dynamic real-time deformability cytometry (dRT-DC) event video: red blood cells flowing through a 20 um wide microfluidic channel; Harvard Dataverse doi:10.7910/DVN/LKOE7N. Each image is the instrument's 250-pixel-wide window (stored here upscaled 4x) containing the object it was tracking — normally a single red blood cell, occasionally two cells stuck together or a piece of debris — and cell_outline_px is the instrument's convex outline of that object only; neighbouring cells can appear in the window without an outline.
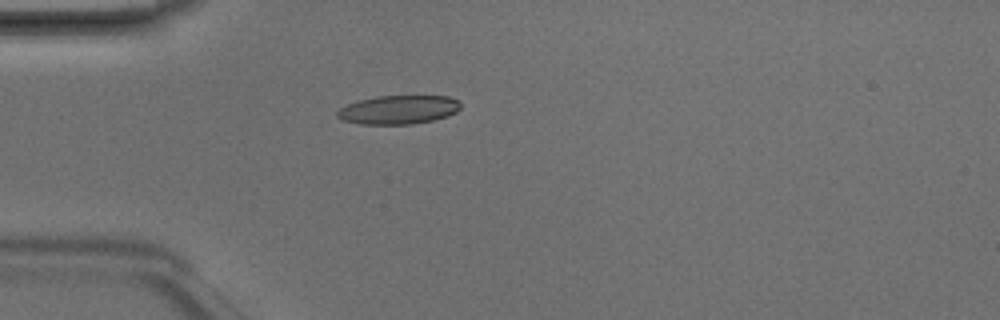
{"species": "Egyptian fruit bat (a non-hibernating species)", "species_latin": "Rousettus aegyptiacus", "temperature_condition": "room temperature", "stored_images_in_passage": 1, "camera_frame_rate_fps": 3000, "um_per_image_px": 0.085, "animal": {"sex": "male"}, "frame": {"image": 1, "passage_image": 1, "time_ms": 0.0, "image_size_px": [1000, 320], "cell_outline_px": [[460, 108], [456, 112], [448, 116], [432, 120], [412, 124], [360, 124], [340, 120], [336, 116], [336, 112], [340, 108], [348, 104], [360, 100], [376, 96], [448, 96], [456, 100], [460, 104]], "centroid_in_image_um": [33.84, 9.33], "position_along_channel_um": 51.2, "area_um2": 20.63}}